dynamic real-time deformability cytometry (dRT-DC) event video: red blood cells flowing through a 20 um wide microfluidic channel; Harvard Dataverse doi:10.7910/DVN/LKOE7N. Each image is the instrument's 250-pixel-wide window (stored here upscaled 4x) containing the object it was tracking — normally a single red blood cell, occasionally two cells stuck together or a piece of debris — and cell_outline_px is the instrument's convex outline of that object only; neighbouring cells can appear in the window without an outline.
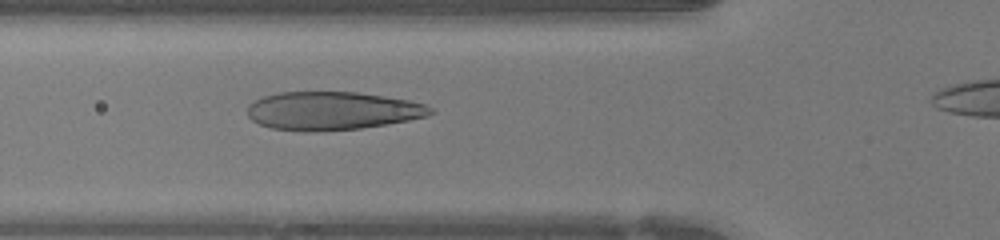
{"species": "human", "species_latin": "Homo sapiens", "temperature_condition": "warm", "stored_images_in_passage": 33, "camera_frame_rate_fps": 3000, "um_per_image_px": 0.085, "donor": {"sex": "female"}, "frame": {"image": 1, "passage_image": 8, "time_ms": 2.333, "image_size_px": [1000, 240], "cell_outline_px": [[436, 112], [428, 116], [408, 120], [360, 128], [308, 132], [304, 132], [272, 128], [260, 124], [252, 120], [248, 116], [248, 104], [252, 100], [264, 96], [280, 92], [356, 92], [384, 96], [408, 100], [424, 104], [432, 108]], "centroid_in_image_um": [28.22, 9.42], "position_along_channel_um": 97.6, "area_um2": 40.81}}
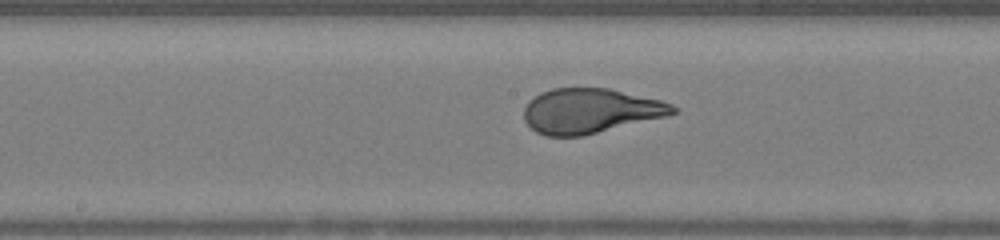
{"frame": {"image": 2, "passage_image": 15, "time_ms": 4.667, "image_size_px": [1000, 240], "cell_outline_px": [[676, 112], [668, 116], [580, 136], [544, 136], [536, 132], [524, 120], [524, 108], [528, 100], [540, 92], [552, 88], [608, 88], [660, 100], [672, 104], [676, 108]], "centroid_in_image_um": [50.14, 9.42], "position_along_channel_um": 198.1, "area_um2": 38.78}}
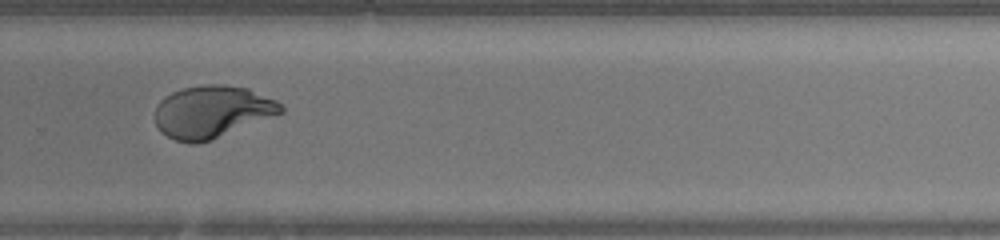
{"frame": {"image": 3, "passage_image": 23, "time_ms": 7.333, "image_size_px": [1000, 240], "cell_outline_px": [[284, 112], [212, 140], [196, 144], [192, 144], [176, 140], [160, 132], [156, 124], [156, 104], [164, 96], [172, 92], [184, 88], [200, 84], [224, 84], [248, 88], [276, 100], [284, 108]], "centroid_in_image_um": [18.01, 9.49], "position_along_channel_um": 311.8, "area_um2": 38.49}, "authors_computed_cell_mechanics": {"area_um2": 39.015, "velocity_mm_per_s": 4.2905, "shape_relaxation_time_tau1_ms": 5.8201, "shape_relaxation_time_tau2_ms": null, "deformation_change_tau1": 0.3377, "deformation_change_tau2": null}}